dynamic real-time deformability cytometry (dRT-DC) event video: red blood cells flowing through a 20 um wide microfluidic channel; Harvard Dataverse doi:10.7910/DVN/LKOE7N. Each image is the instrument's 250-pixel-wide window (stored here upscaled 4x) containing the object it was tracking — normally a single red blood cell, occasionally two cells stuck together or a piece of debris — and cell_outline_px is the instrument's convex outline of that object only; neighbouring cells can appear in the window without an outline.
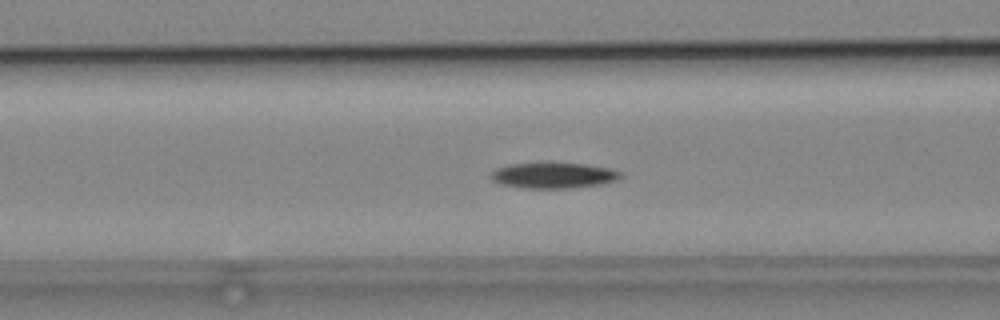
{"species": "common noctule bat (a hibernating species)", "species_latin": "Nyctalus noctula", "temperature_condition": "cold", "stored_images_in_passage": 40, "camera_frame_rate_fps": 3000, "um_per_image_px": 0.085, "animal": {"sex": "male", "body_mass_g": 19.2, "forearm_length_mm": 51.8}, "frame": {"image": 1, "passage_image": 8, "time_ms": 2.333, "image_size_px": [1000, 320], "cell_outline_px": [[624, 176], [616, 180], [600, 184], [572, 188], [524, 188], [500, 184], [492, 180], [492, 172], [496, 168], [512, 164], [544, 160], [548, 160], [584, 164], [608, 168], [620, 172]], "centroid_in_image_um": [47.02, 14.87], "position_along_channel_um": 119.6, "area_um2": 20.06}}
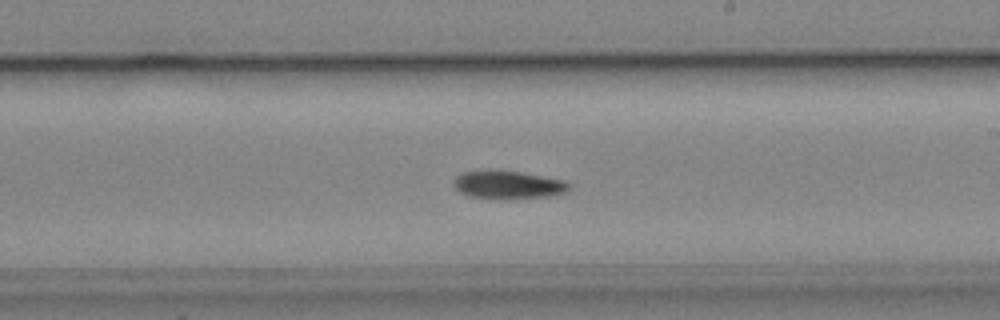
{"frame": {"image": 2, "passage_image": 18, "time_ms": 5.667, "image_size_px": [1000, 320], "cell_outline_px": [[572, 184], [564, 192], [548, 196], [504, 200], [496, 200], [468, 196], [460, 192], [452, 184], [452, 180], [456, 176], [464, 172], [488, 168], [492, 168], [520, 172], [564, 180]], "centroid_in_image_um": [43.1, 15.7], "position_along_channel_um": 245.9, "area_um2": 19.54}}
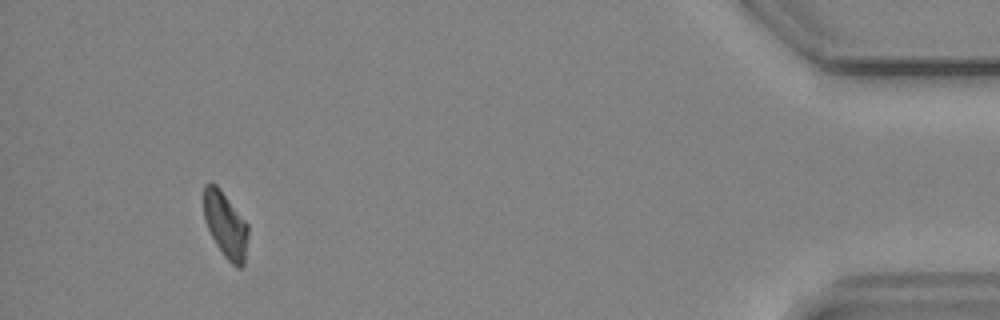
{"frame": {"image": 3, "passage_image": 37, "time_ms": 12.0, "image_size_px": [1000, 320], "cell_outline_px": [[248, 232], [244, 264], [240, 268], [236, 268], [224, 256], [216, 244], [208, 228], [204, 216], [204, 184], [216, 184], [220, 188], [248, 224]], "centroid_in_image_um": [19.18, 19.13], "position_along_channel_um": 416.0, "area_um2": 16.82}, "authors_computed_cell_mechanics": {"area_um2": 18.5249, "velocity_mm_per_s": 3.7921, "shape_relaxation_time_tau1_ms": 8.6857, "shape_relaxation_time_tau2_ms": null, "deformation_change_tau1": 0.1788, "deformation_change_tau2": null}}